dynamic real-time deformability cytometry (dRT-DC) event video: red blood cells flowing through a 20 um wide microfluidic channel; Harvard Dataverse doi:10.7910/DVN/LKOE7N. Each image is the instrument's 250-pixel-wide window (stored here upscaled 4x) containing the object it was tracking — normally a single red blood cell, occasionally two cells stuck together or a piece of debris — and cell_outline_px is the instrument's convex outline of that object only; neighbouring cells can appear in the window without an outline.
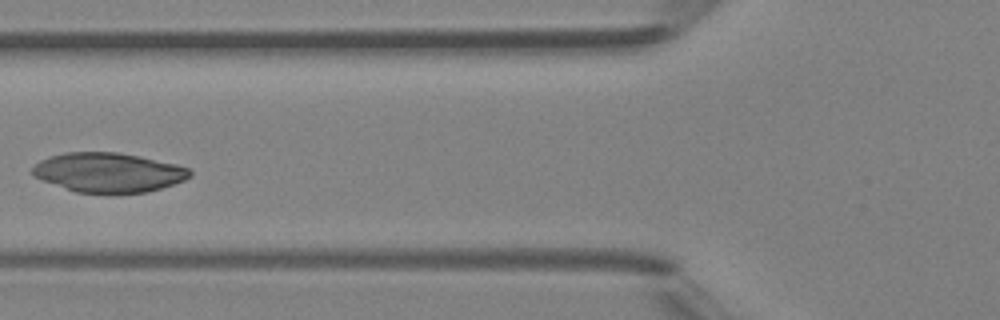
{"species": "Egyptian fruit bat (a non-hibernating species)", "species_latin": "Rousettus aegyptiacus", "temperature_condition": "room temperature", "stored_images_in_passage": 4, "camera_frame_rate_fps": 3000, "um_per_image_px": 0.085, "animal": {"sex": "female"}, "frame": {"image": 1, "passage_image": 4, "time_ms": 3.333, "image_size_px": [1000, 320], "cell_outline_px": [[192, 176], [184, 180], [148, 192], [112, 196], [76, 192], [32, 176], [32, 168], [40, 160], [48, 156], [64, 152], [116, 152], [176, 164], [188, 168], [192, 172]], "centroid_in_image_um": [9.2, 14.69], "position_along_channel_um": 116.6, "area_um2": 36.76}}